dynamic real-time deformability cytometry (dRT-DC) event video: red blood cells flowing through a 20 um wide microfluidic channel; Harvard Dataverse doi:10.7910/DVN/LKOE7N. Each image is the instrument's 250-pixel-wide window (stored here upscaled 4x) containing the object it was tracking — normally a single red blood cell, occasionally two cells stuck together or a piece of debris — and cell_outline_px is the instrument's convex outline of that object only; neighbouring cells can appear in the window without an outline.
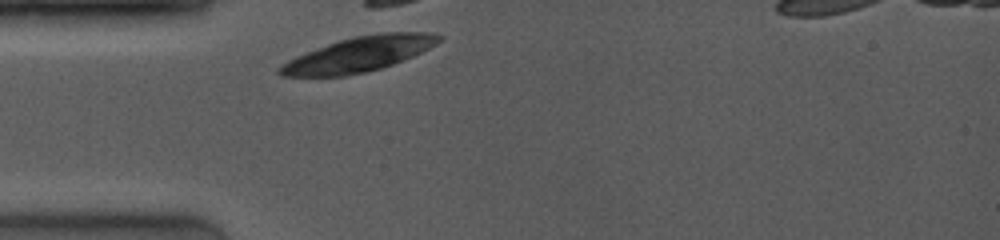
{"species": "common noctule bat (a hibernating species)", "species_latin": "Nyctalus noctula", "temperature_condition": "room temperature", "stored_images_in_passage": 5, "camera_frame_rate_fps": 4000, "um_per_image_px": 0.085, "animal": {"sex": "female", "body_mass_g": 19.0, "forearm_length_mm": 53.3}, "frame": {"image": 1, "passage_image": 1, "time_ms": 0.0, "image_size_px": [1000, 240], "cell_outline_px": [[444, 40], [412, 56], [392, 64], [368, 72], [344, 76], [280, 76], [276, 72], [276, 68], [280, 64], [296, 56], [328, 44], [340, 40], [356, 36], [384, 32], [428, 32], [444, 36]], "centroid_in_image_um": [30.49, 4.62], "position_along_channel_um": 54.5, "area_um2": 32.25}}